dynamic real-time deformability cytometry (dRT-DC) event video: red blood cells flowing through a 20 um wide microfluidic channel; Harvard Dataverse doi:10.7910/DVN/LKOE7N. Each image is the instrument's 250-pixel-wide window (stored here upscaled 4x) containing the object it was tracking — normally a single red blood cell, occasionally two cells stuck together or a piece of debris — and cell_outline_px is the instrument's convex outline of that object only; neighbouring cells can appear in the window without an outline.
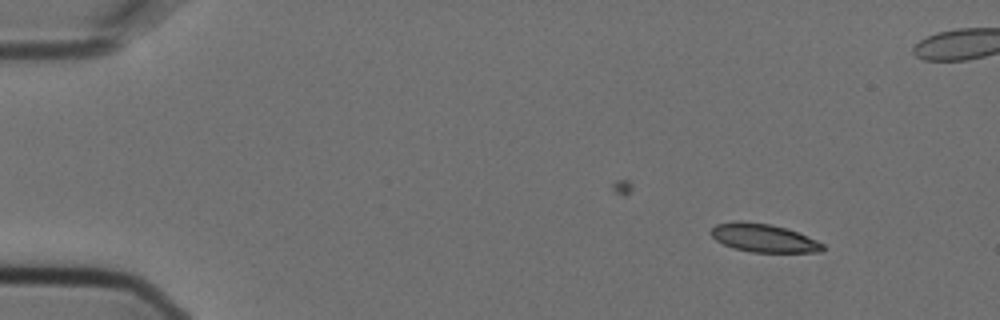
{"species": "Egyptian fruit bat (a non-hibernating species)", "species_latin": "Rousettus aegyptiacus", "temperature_condition": "cold", "stored_images_in_passage": 4, "camera_frame_rate_fps": 3000, "um_per_image_px": 0.085, "animal": {"sex": "female"}, "frame": {"image": 1, "passage_image": 1, "time_ms": 0.0, "image_size_px": [1000, 320], "cell_outline_px": [[824, 248], [820, 252], [752, 252], [732, 248], [716, 240], [708, 232], [716, 224], [732, 220], [740, 220], [772, 224], [788, 228], [816, 240], [824, 244]], "centroid_in_image_um": [64.86, 20.21], "position_along_channel_um": 20.1, "area_um2": 18.67}}